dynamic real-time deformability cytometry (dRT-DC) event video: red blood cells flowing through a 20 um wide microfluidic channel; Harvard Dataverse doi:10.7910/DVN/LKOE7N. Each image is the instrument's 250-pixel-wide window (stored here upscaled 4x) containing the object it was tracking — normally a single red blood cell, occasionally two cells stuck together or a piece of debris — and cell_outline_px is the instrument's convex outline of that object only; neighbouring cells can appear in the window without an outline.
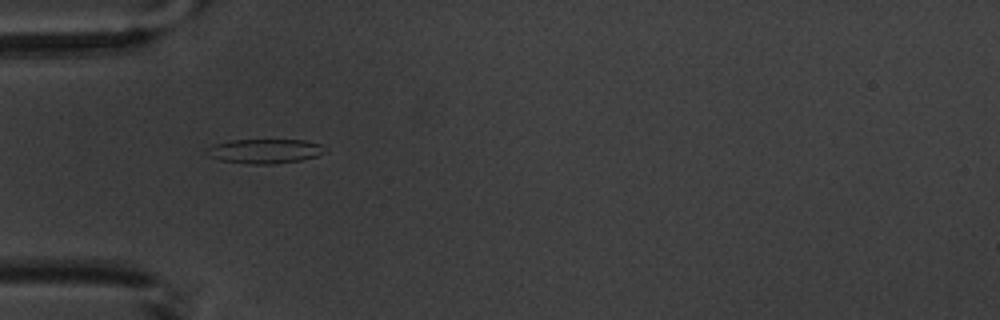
{"species": "common noctule bat (a hibernating species)", "species_latin": "Nyctalus noctula", "temperature_condition": "warm", "stored_images_in_passage": 7, "camera_frame_rate_fps": 3000, "um_per_image_px": 0.085, "animal": {"sex": "male", "body_mass_g": 20.1, "forearm_length_mm": 53.5}, "frame": {"image": 1, "passage_image": 1, "time_ms": 0.0, "image_size_px": [1000, 320], "cell_outline_px": [[328, 152], [316, 156], [300, 160], [272, 164], [252, 164], [220, 160], [208, 156], [204, 152], [212, 144], [232, 140], [304, 140], [320, 144]], "centroid_in_image_um": [22.48, 12.84], "position_along_channel_um": 62.5, "area_um2": 16.82}}
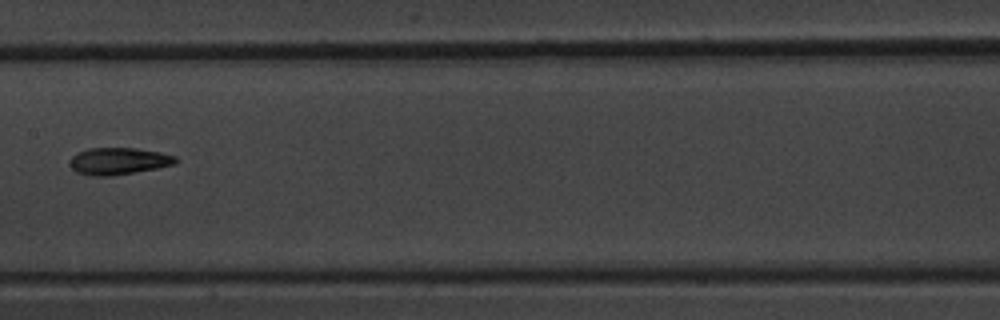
{"frame": {"image": 2, "passage_image": 4, "time_ms": 3.667, "image_size_px": [1000, 320], "cell_outline_px": [[180, 160], [176, 164], [156, 168], [112, 176], [92, 176], [76, 172], [68, 164], [72, 156], [76, 152], [88, 148], [136, 148], [160, 152], [176, 156]], "centroid_in_image_um": [10.07, 13.69], "position_along_channel_um": 197.3, "area_um2": 16.82}}
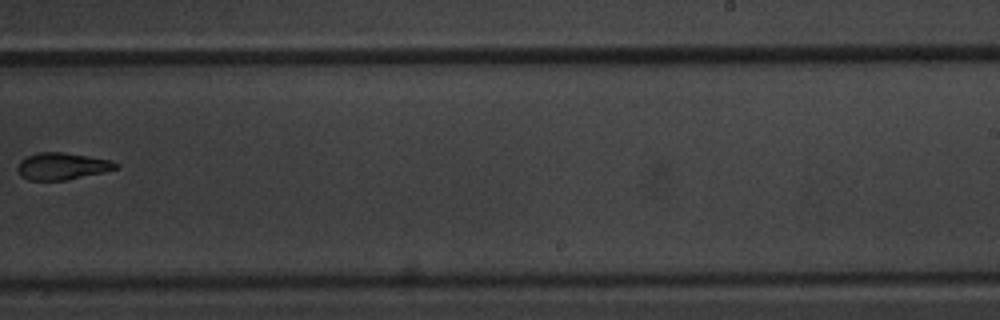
{"frame": {"image": 3, "passage_image": 6, "time_ms": 6.0, "image_size_px": [1000, 320], "cell_outline_px": [[120, 168], [64, 180], [28, 180], [20, 176], [16, 168], [20, 160], [28, 156], [40, 152], [64, 152], [88, 156], [108, 160], [120, 164]], "centroid_in_image_um": [5.25, 14.12], "position_along_channel_um": 283.8, "area_um2": 15.32}}